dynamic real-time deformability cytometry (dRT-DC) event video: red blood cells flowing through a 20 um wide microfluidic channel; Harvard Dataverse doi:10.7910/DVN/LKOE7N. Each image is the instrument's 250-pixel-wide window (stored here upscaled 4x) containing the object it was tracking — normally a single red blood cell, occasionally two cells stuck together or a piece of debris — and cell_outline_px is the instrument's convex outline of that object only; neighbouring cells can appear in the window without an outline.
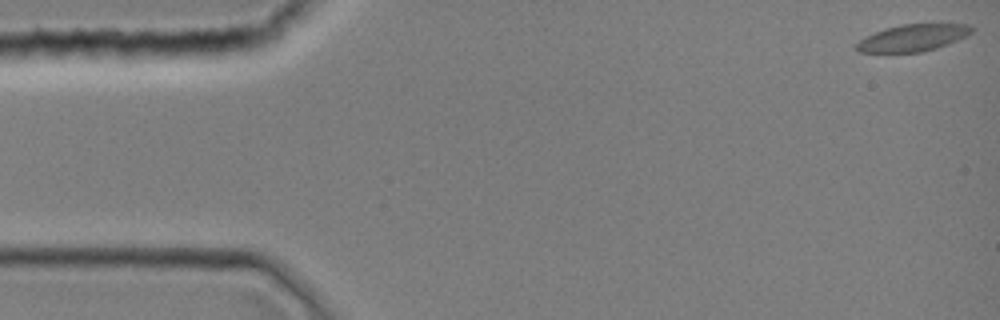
{"species": "common noctule bat (a hibernating species)", "species_latin": "Nyctalus noctula", "temperature_condition": "room temperature", "stored_images_in_passage": 45, "camera_frame_rate_fps": 3000, "um_per_image_px": 0.085, "animal": {"sex": "female", "body_mass_g": 19.0, "forearm_length_mm": 51.5}, "frame": {"image": 1, "passage_image": 1, "time_ms": 0.0, "image_size_px": [1000, 320], "cell_outline_px": [[972, 32], [948, 44], [936, 48], [920, 52], [860, 52], [856, 48], [856, 44], [860, 40], [876, 32], [900, 24], [968, 24], [972, 28]], "centroid_in_image_um": [77.6, 3.21], "position_along_channel_um": 7.4, "area_um2": 17.57}}
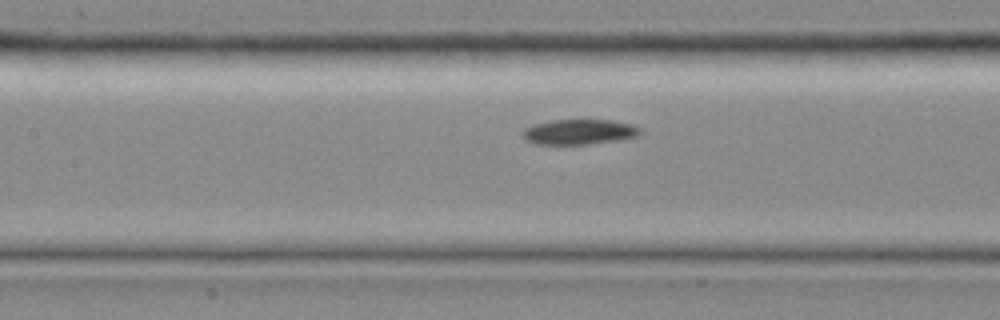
{"frame": {"image": 2, "passage_image": 20, "time_ms": 6.333, "image_size_px": [1000, 320], "cell_outline_px": [[640, 136], [620, 140], [592, 144], [536, 144], [524, 140], [520, 136], [520, 132], [524, 128], [532, 124], [552, 120], [612, 120], [632, 124], [640, 128]], "centroid_in_image_um": [49.19, 11.21], "position_along_channel_um": 158.2, "area_um2": 17.63}}
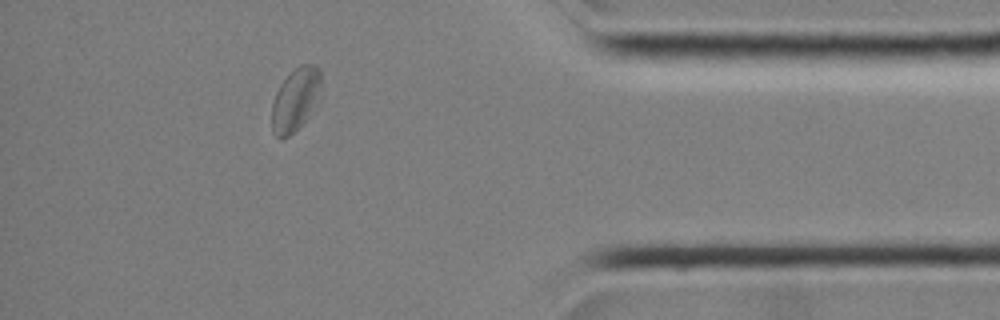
{"frame": {"image": 3, "passage_image": 39, "time_ms": 12.667, "image_size_px": [1000, 320], "cell_outline_px": [[320, 100], [304, 120], [288, 136], [280, 140], [272, 132], [272, 104], [276, 92], [280, 84], [300, 64], [316, 64], [320, 68]], "centroid_in_image_um": [25.12, 8.44], "position_along_channel_um": 410.1, "area_um2": 17.98}}